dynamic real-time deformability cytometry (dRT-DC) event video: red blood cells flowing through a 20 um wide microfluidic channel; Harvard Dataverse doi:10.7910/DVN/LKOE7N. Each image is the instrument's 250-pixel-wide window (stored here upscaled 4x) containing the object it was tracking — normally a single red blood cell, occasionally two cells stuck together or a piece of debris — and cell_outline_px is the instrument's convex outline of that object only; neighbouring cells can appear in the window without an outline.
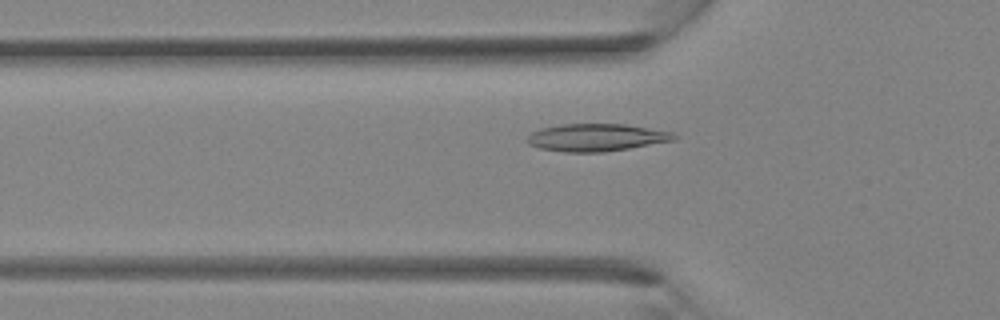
{"species": "Egyptian fruit bat (a non-hibernating species)", "species_latin": "Rousettus aegyptiacus", "temperature_condition": "room temperature", "stored_images_in_passage": 38, "camera_frame_rate_fps": 3000, "um_per_image_px": 0.085, "animal": {"sex": "female"}, "frame": {"image": 1, "passage_image": 13, "time_ms": 4.0, "image_size_px": [1000, 320], "cell_outline_px": [[680, 136], [676, 140], [604, 152], [564, 152], [540, 148], [528, 144], [524, 140], [532, 132], [540, 128], [564, 124], [624, 124], [672, 132]], "centroid_in_image_um": [50.68, 11.69], "position_along_channel_um": 75.1, "area_um2": 23.52}}
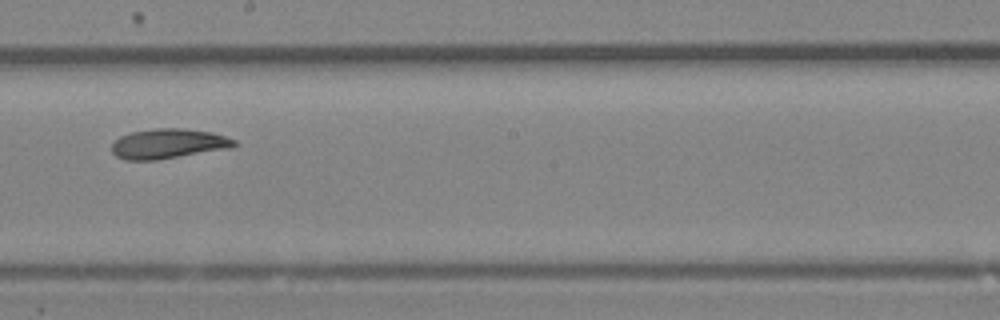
{"frame": {"image": 2, "passage_image": 22, "time_ms": 7.0, "image_size_px": [1000, 320], "cell_outline_px": [[236, 144], [232, 148], [156, 160], [124, 160], [116, 156], [112, 152], [112, 144], [120, 136], [132, 132], [156, 128], [184, 128], [212, 132], [236, 140]], "centroid_in_image_um": [14.31, 12.21], "position_along_channel_um": 233.9, "area_um2": 21.33}}
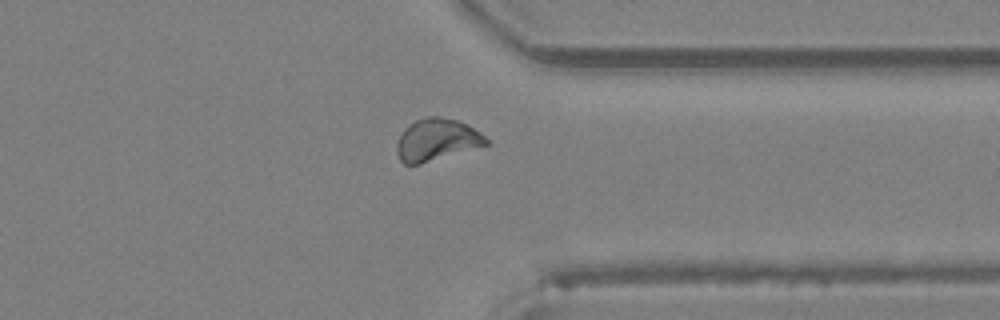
{"frame": {"image": 3, "passage_image": 30, "time_ms": 9.667, "image_size_px": [1000, 320], "cell_outline_px": [[488, 144], [420, 164], [404, 164], [400, 160], [396, 152], [396, 144], [404, 128], [416, 120], [428, 116], [440, 116], [460, 120], [468, 124], [480, 132], [488, 140]], "centroid_in_image_um": [37.1, 11.86], "position_along_channel_um": 374.3, "area_um2": 21.85}}